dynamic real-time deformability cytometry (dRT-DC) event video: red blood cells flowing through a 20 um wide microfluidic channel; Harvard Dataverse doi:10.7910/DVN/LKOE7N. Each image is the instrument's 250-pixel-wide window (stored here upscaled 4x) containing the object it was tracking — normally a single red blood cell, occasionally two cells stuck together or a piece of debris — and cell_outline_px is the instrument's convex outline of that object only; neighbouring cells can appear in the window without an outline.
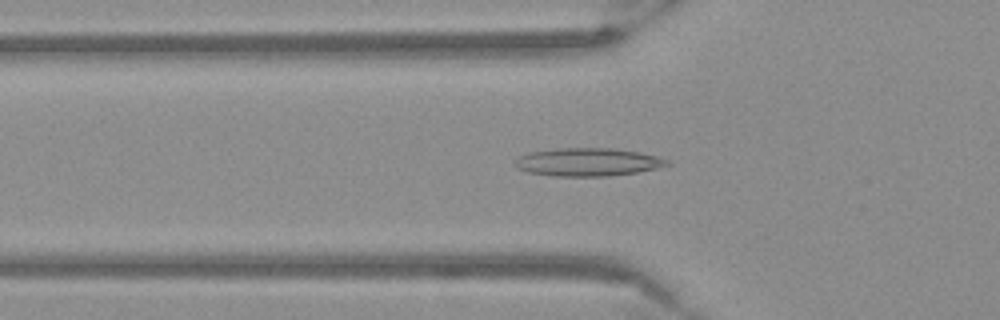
{"species": "Egyptian fruit bat (a non-hibernating species)", "species_latin": "Rousettus aegyptiacus", "temperature_condition": "warm", "stored_images_in_passage": 36, "camera_frame_rate_fps": 3000, "um_per_image_px": 0.085, "frame": {"image": 1, "passage_image": 8, "time_ms": 2.333, "image_size_px": [1000, 320], "cell_outline_px": [[672, 164], [656, 168], [636, 172], [608, 176], [552, 176], [528, 172], [516, 168], [516, 160], [520, 156], [528, 152], [556, 148], [612, 148], [640, 152], [656, 156], [668, 160]], "centroid_in_image_um": [49.95, 13.77], "position_along_channel_um": 75.8, "area_um2": 24.85}}
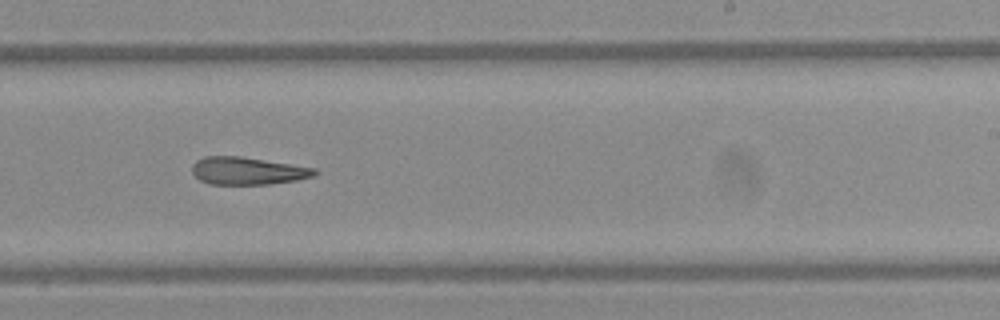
{"frame": {"image": 2, "passage_image": 23, "time_ms": 7.333, "image_size_px": [1000, 320], "cell_outline_px": [[320, 172], [316, 176], [296, 180], [268, 184], [208, 184], [200, 180], [192, 172], [192, 164], [196, 160], [204, 156], [240, 156], [316, 168]], "centroid_in_image_um": [21.06, 14.52], "position_along_channel_um": 267.9, "area_um2": 19.77}}
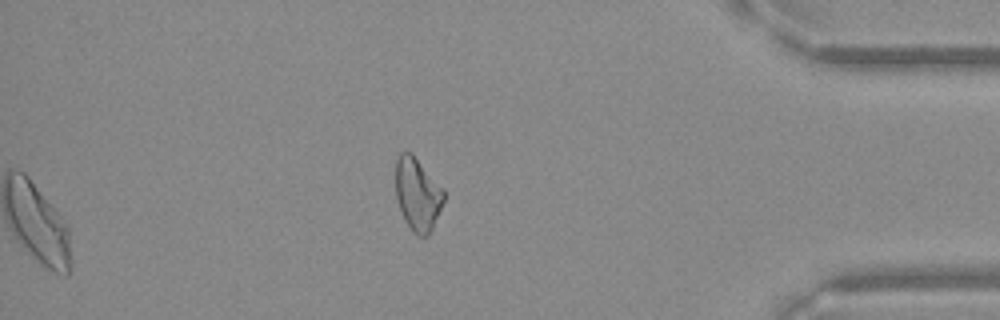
{"frame": {"image": 3, "passage_image": 36, "time_ms": 11.667, "image_size_px": [1000, 320], "cell_outline_px": [[444, 200], [432, 228], [428, 236], [416, 236], [412, 232], [400, 208], [396, 196], [396, 156], [400, 152], [412, 152], [444, 188]], "centroid_in_image_um": [35.5, 16.47], "position_along_channel_um": 399.7, "area_um2": 20.46}}